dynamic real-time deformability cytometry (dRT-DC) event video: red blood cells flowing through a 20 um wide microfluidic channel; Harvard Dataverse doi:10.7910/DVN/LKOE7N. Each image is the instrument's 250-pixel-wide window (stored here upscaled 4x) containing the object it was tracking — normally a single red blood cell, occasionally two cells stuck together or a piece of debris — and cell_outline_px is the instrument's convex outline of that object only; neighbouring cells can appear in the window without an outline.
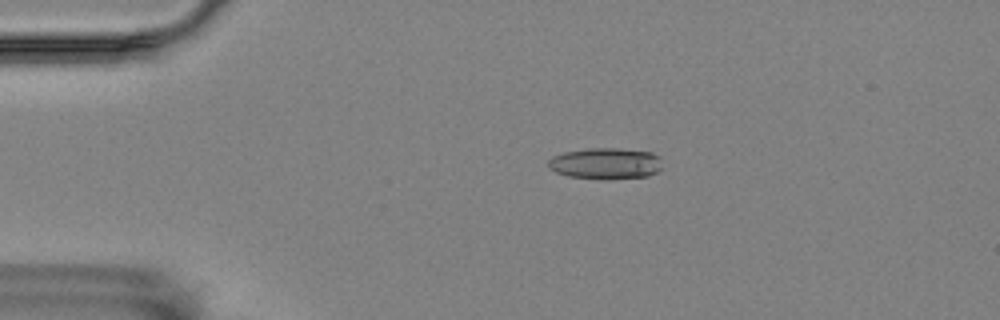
{"species": "Egyptian fruit bat (a non-hibernating species)", "species_latin": "Rousettus aegyptiacus", "temperature_condition": "room temperature", "stored_images_in_passage": 57, "camera_frame_rate_fps": 3000, "um_per_image_px": 0.085, "animal": {"sex": "female"}, "frame": {"image": 1, "passage_image": 12, "time_ms": 3.667, "image_size_px": [1000, 320], "cell_outline_px": [[660, 168], [656, 172], [648, 176], [608, 180], [568, 176], [556, 172], [548, 168], [548, 160], [552, 156], [564, 152], [588, 148], [620, 148], [652, 152], [660, 156]], "centroid_in_image_um": [51.46, 13.89], "position_along_channel_um": 33.5, "area_um2": 21.04}}
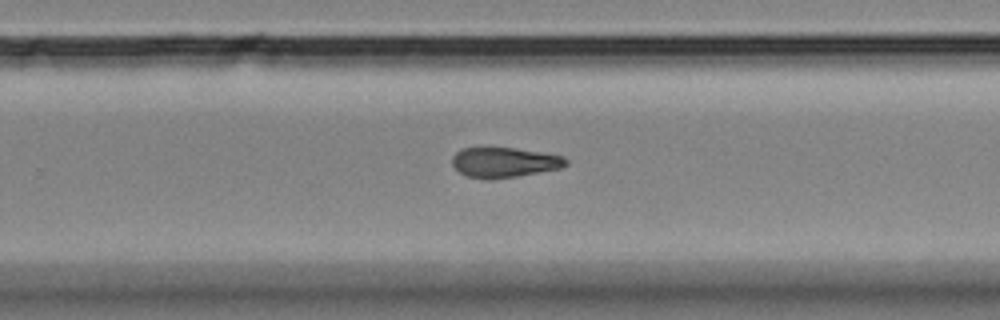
{"frame": {"image": 2, "passage_image": 37, "time_ms": 12.0, "image_size_px": [1000, 320], "cell_outline_px": [[568, 164], [560, 168], [516, 176], [492, 180], [488, 180], [468, 176], [460, 172], [452, 164], [452, 156], [460, 148], [484, 144], [516, 148], [564, 156], [568, 160]], "centroid_in_image_um": [42.8, 13.75], "position_along_channel_um": 287.0, "area_um2": 20.69}}
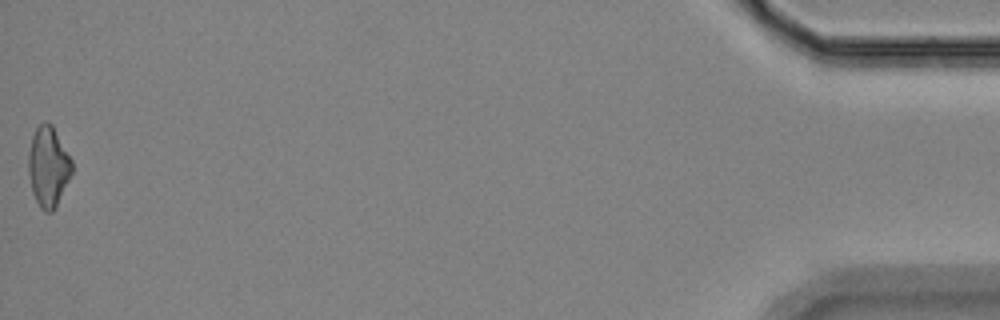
{"frame": {"image": 3, "passage_image": 57, "time_ms": 18.667, "image_size_px": [1000, 320], "cell_outline_px": [[72, 172], [56, 208], [52, 212], [44, 212], [40, 208], [32, 192], [28, 172], [28, 156], [32, 136], [36, 128], [44, 120], [48, 120], [52, 124], [72, 160]], "centroid_in_image_um": [4.1, 14.16], "position_along_channel_um": 431.1, "area_um2": 20.46}, "authors_computed_cell_mechanics": {"area_um2": 20.808, "velocity_mm_per_s": 3.5527, "shape_relaxation_time_tau1_ms": 9.0399, "shape_relaxation_time_tau2_ms": 5.9982, "deformation_change_tau1": 0.1904, "deformation_change_tau2": 0.1527}}